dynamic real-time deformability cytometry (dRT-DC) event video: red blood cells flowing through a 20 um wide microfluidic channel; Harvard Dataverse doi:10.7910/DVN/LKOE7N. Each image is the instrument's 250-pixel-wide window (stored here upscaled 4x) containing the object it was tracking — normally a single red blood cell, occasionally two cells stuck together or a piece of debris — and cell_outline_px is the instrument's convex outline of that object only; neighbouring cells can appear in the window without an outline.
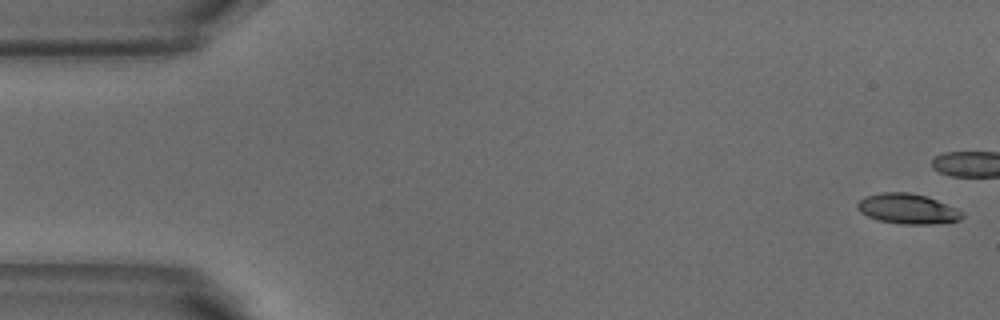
{"species": "common noctule bat (a hibernating species)", "species_latin": "Nyctalus noctula", "temperature_condition": "warm", "stored_images_in_passage": 12, "camera_frame_rate_fps": 3000, "um_per_image_px": 0.085, "animal": {"sex": "male", "body_mass_g": 18.8}, "frame": {"image": 1, "passage_image": 1, "time_ms": 0.0, "image_size_px": [1000, 320], "cell_outline_px": [[964, 216], [960, 220], [948, 224], [900, 224], [876, 220], [860, 212], [856, 208], [856, 204], [864, 196], [884, 192], [908, 192], [924, 196], [936, 200], [956, 208], [964, 212]], "centroid_in_image_um": [77.16, 17.77], "position_along_channel_um": 7.8, "area_um2": 18.67}}